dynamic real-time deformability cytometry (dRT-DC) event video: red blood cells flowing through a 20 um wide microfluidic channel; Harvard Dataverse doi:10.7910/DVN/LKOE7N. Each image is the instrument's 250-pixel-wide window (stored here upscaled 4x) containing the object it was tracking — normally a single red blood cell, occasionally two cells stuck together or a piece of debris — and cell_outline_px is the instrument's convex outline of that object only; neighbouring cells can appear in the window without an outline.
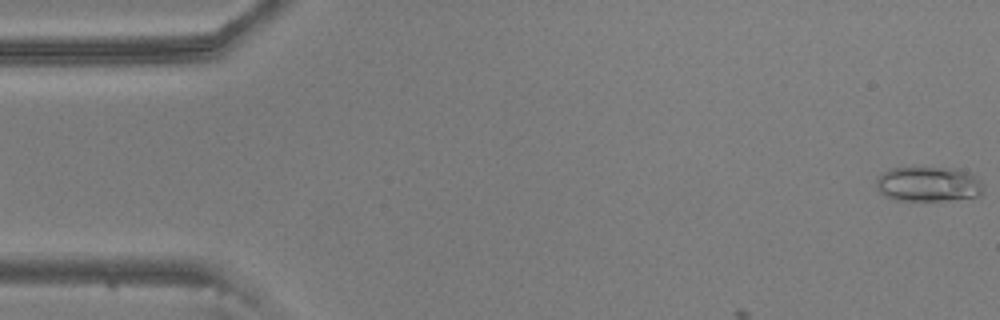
{"species": "common noctule bat (a hibernating species)", "species_latin": "Nyctalus noctula", "temperature_condition": "warm", "stored_images_in_passage": 12, "camera_frame_rate_fps": 3000, "um_per_image_px": 0.085, "animal": {"sex": "male", "body_mass_g": 20.5, "forearm_length_mm": 52.5}, "frame": {"image": 1, "passage_image": 1, "time_ms": 0.0, "image_size_px": [1000, 320], "cell_outline_px": [[984, 192], [980, 196], [948, 200], [896, 200], [884, 196], [876, 188], [876, 180], [888, 168], [912, 164], [956, 168], [968, 172], [976, 176], [980, 180], [984, 188]], "centroid_in_image_um": [78.9, 15.59], "position_along_channel_um": 6.1, "area_um2": 22.89}}